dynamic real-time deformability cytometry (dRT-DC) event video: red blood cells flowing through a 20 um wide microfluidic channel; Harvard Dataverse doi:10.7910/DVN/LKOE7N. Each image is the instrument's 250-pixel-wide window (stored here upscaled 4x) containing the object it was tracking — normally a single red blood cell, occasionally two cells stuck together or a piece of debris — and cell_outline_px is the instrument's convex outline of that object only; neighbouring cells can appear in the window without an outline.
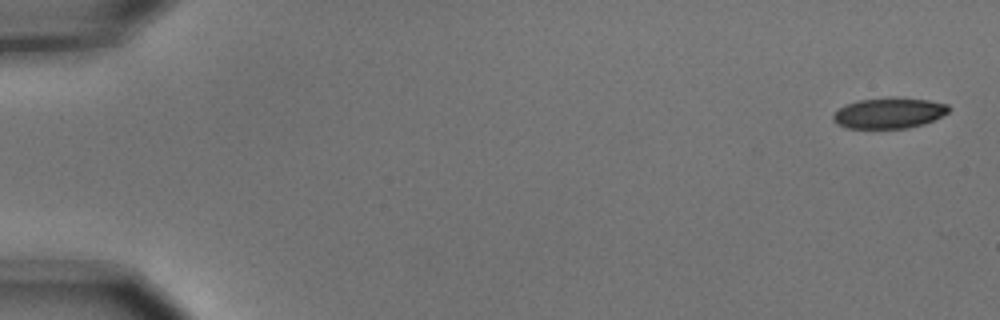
{"species": "common noctule bat (a hibernating species)", "species_latin": "Nyctalus noctula", "temperature_condition": "cold", "stored_images_in_passage": 5, "camera_frame_rate_fps": 3000, "um_per_image_px": 0.085, "animal": {"sex": "male", "body_mass_g": 15.6}, "frame": {"image": 1, "passage_image": 1, "time_ms": 0.0, "image_size_px": [1000, 320], "cell_outline_px": [[948, 112], [924, 124], [908, 128], [848, 128], [836, 124], [832, 120], [832, 116], [840, 108], [848, 104], [860, 100], [888, 96], [892, 96], [928, 100], [948, 104]], "centroid_in_image_um": [75.55, 9.6], "position_along_channel_um": 9.4, "area_um2": 20.69}}